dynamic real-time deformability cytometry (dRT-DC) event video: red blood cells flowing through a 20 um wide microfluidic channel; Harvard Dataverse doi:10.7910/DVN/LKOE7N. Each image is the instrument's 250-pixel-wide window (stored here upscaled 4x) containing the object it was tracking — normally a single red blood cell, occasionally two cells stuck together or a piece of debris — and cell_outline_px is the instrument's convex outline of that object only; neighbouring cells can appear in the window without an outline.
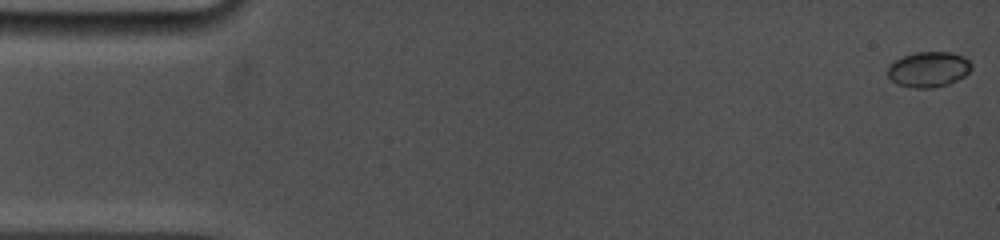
{"species": "common noctule bat (a hibernating species)", "species_latin": "Nyctalus noctula", "temperature_condition": "cold", "stored_images_in_passage": 49, "camera_frame_rate_fps": 5000, "um_per_image_px": 0.085, "animal": {"sex": "female", "body_mass_g": 19.0, "forearm_length_mm": 53.3}, "frame": {"image": 1, "passage_image": 1, "time_ms": 0.0, "image_size_px": [1000, 240], "cell_outline_px": [[972, 68], [964, 76], [948, 84], [932, 88], [912, 88], [896, 84], [888, 76], [888, 64], [904, 56], [916, 52], [948, 52], [964, 56], [972, 64]], "centroid_in_image_um": [78.92, 5.9], "position_along_channel_um": 6.1, "area_um2": 17.28}}
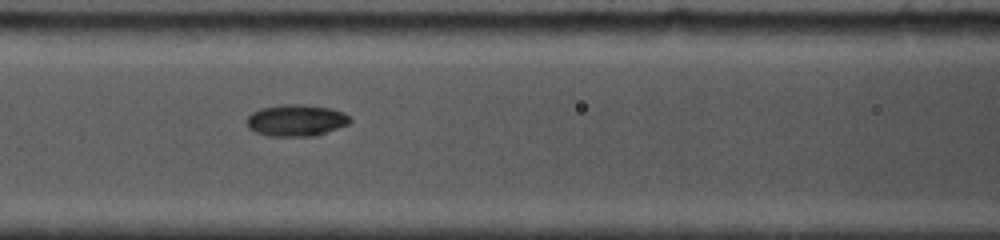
{"frame": {"image": 2, "passage_image": 22, "time_ms": 7.0, "image_size_px": [1000, 240], "cell_outline_px": [[352, 120], [348, 124], [316, 136], [268, 136], [256, 132], [248, 128], [248, 116], [252, 112], [260, 108], [284, 104], [300, 104], [332, 108], [344, 112]], "centroid_in_image_um": [25.18, 10.23], "position_along_channel_um": 141.4, "area_um2": 19.07}}
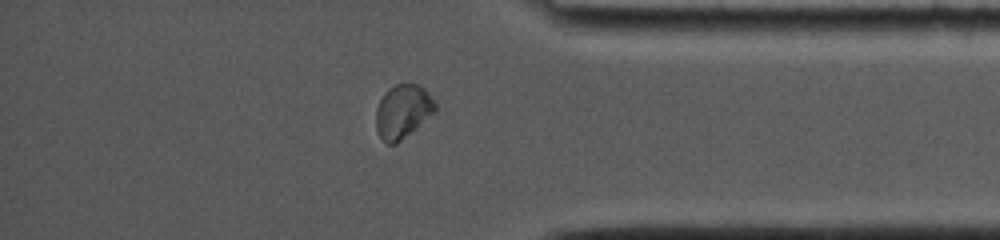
{"frame": {"image": 3, "passage_image": 42, "time_ms": 13.8, "image_size_px": [1000, 240], "cell_outline_px": [[436, 108], [432, 112], [396, 144], [388, 144], [380, 136], [376, 128], [376, 108], [384, 92], [388, 88], [396, 84], [420, 84], [428, 92], [436, 104]], "centroid_in_image_um": [34.2, 9.43], "position_along_channel_um": 401.0, "area_um2": 18.03}, "authors_computed_cell_mechanics": {"area_um2": 18.207, "velocity_mm_per_s": 3.8848, "shape_relaxation_time_tau1_ms": 6.9495, "shape_relaxation_time_tau2_ms": 2.0217, "deformation_change_tau1": 0.147, "deformation_change_tau2": 0.0373}}